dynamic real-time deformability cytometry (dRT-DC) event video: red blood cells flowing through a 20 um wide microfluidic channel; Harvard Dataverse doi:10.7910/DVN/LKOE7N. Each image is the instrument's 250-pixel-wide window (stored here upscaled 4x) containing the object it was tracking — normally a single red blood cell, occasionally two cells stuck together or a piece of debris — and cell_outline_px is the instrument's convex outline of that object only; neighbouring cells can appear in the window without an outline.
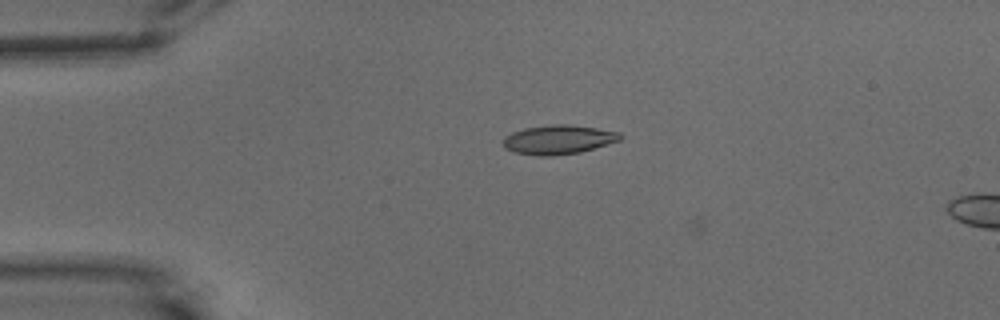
{"species": "common noctule bat (a hibernating species)", "species_latin": "Nyctalus noctula", "temperature_condition": "warm", "stored_images_in_passage": 2, "camera_frame_rate_fps": 3000, "um_per_image_px": 0.085, "animal": {"sex": "male", "body_mass_g": 15.6}, "frame": {"image": 1, "passage_image": 1, "time_ms": 0.0, "image_size_px": [1000, 320], "cell_outline_px": [[624, 136], [620, 140], [580, 152], [552, 156], [536, 156], [512, 152], [504, 148], [500, 140], [504, 136], [512, 132], [524, 128], [552, 124], [564, 124], [596, 128], [620, 132]], "centroid_in_image_um": [47.4, 11.87], "position_along_channel_um": 37.6, "area_um2": 20.11}}